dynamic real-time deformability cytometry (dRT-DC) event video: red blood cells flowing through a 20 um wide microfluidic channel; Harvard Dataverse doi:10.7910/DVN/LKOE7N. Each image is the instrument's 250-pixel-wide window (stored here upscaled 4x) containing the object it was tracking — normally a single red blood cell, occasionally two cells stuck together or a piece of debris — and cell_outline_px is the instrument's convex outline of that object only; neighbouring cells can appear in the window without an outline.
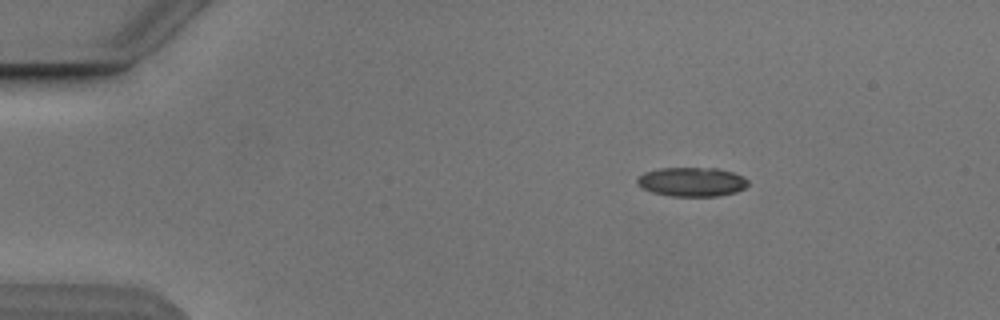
{"species": "Egyptian fruit bat (a non-hibernating species)", "species_latin": "Rousettus aegyptiacus", "temperature_condition": "cold", "stored_images_in_passage": 5, "camera_frame_rate_fps": 3000, "um_per_image_px": 0.085, "animal": {"sex": "male"}, "frame": {"image": 1, "passage_image": 3, "time_ms": 2.667, "image_size_px": [1000, 320], "cell_outline_px": [[748, 184], [744, 188], [736, 192], [716, 196], [672, 196], [652, 192], [636, 184], [636, 180], [644, 172], [660, 168], [716, 168], [732, 172], [744, 176], [748, 180]], "centroid_in_image_um": [58.81, 15.45], "position_along_channel_um": 26.2, "area_um2": 18.79}}